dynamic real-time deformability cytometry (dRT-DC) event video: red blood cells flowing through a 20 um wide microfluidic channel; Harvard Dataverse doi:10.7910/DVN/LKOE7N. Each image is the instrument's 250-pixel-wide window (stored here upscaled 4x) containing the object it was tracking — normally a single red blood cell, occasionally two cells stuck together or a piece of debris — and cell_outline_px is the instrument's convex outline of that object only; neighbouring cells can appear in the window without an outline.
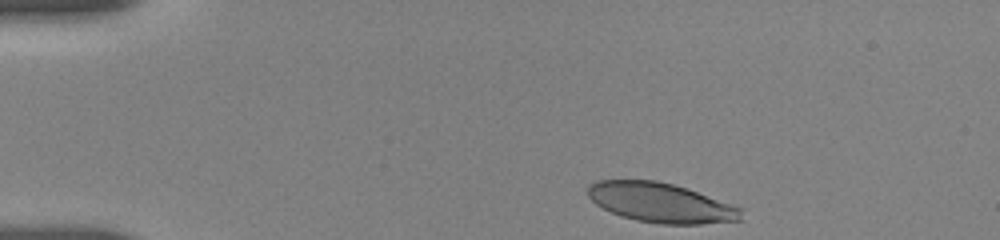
{"species": "human", "species_latin": "Homo sapiens", "temperature_condition": "room temperature", "stored_images_in_passage": 22, "camera_frame_rate_fps": 3000, "um_per_image_px": 0.085, "donor": {"sex": "female"}, "frame": {"image": 1, "passage_image": 1, "time_ms": 0.0, "image_size_px": [1000, 240], "cell_outline_px": [[744, 220], [700, 224], [660, 224], [636, 220], [620, 216], [596, 204], [588, 196], [588, 188], [596, 180], [656, 180], [672, 184], [696, 192], [740, 208]], "centroid_in_image_um": [56.14, 17.24], "position_along_channel_um": 28.9, "area_um2": 34.91}}
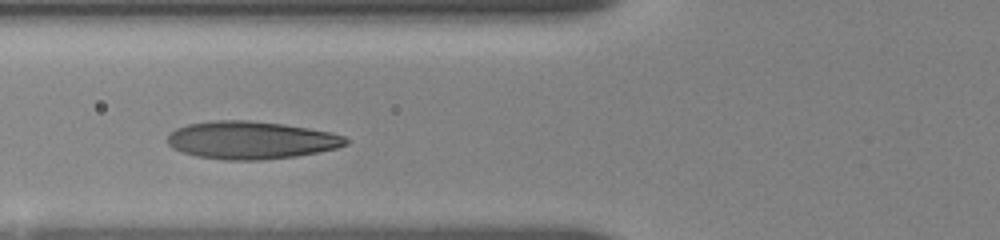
{"frame": {"image": 2, "passage_image": 18, "time_ms": 4.0, "image_size_px": [1000, 240], "cell_outline_px": [[348, 144], [336, 148], [296, 156], [264, 160], [224, 160], [196, 156], [172, 148], [168, 144], [168, 136], [176, 128], [188, 124], [212, 120], [248, 120], [284, 124], [332, 132], [344, 136], [348, 140]], "centroid_in_image_um": [21.34, 11.91], "position_along_channel_um": 104.5, "area_um2": 39.25}}
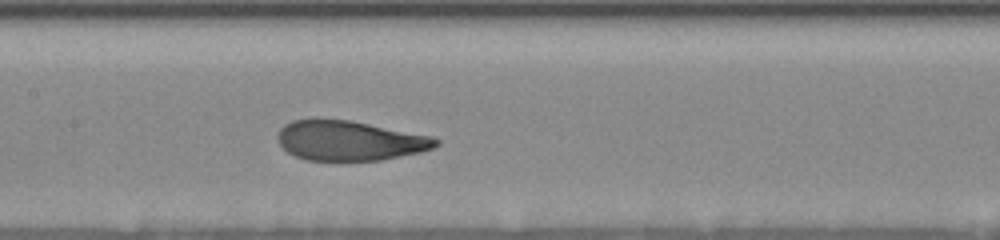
{"frame": {"image": 3, "passage_image": 22, "time_ms": 6.0, "image_size_px": [1000, 240], "cell_outline_px": [[440, 144], [432, 148], [420, 152], [380, 160], [304, 160], [288, 152], [276, 140], [276, 136], [280, 128], [284, 124], [292, 120], [348, 120], [432, 136], [440, 140]], "centroid_in_image_um": [29.7, 11.96], "position_along_channel_um": 177.7, "area_um2": 36.36}}